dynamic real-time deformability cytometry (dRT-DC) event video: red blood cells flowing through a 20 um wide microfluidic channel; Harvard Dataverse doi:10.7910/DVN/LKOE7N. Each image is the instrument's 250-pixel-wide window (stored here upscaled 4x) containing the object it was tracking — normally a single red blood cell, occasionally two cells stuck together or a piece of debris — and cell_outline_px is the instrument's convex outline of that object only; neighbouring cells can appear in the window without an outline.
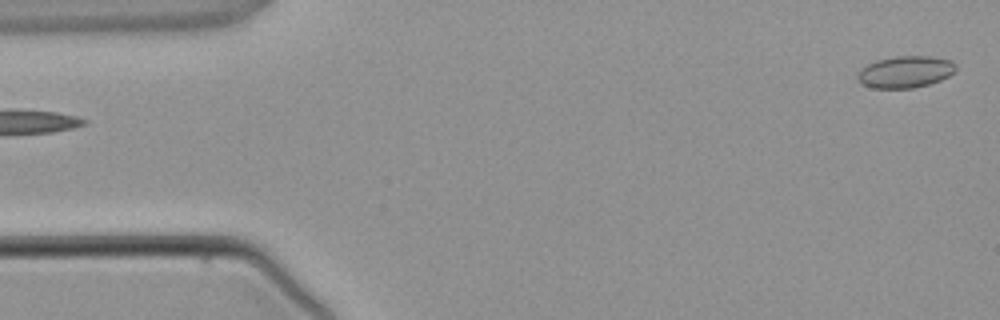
{"species": "common noctule bat (a hibernating species)", "species_latin": "Nyctalus noctula", "temperature_condition": "warm", "stored_images_in_passage": 2, "camera_frame_rate_fps": 3000, "um_per_image_px": 0.085, "animal": {"sex": "male", "body_mass_g": 21.5, "forearm_length_mm": 52.0}, "frame": {"image": 1, "passage_image": 1, "time_ms": 0.0, "image_size_px": [1000, 320], "cell_outline_px": [[956, 68], [948, 76], [940, 80], [928, 84], [912, 88], [872, 88], [860, 84], [856, 80], [856, 76], [860, 68], [876, 60], [896, 56], [928, 56], [952, 60], [956, 64]], "centroid_in_image_um": [76.9, 6.11], "position_along_channel_um": 8.1, "area_um2": 18.32}}